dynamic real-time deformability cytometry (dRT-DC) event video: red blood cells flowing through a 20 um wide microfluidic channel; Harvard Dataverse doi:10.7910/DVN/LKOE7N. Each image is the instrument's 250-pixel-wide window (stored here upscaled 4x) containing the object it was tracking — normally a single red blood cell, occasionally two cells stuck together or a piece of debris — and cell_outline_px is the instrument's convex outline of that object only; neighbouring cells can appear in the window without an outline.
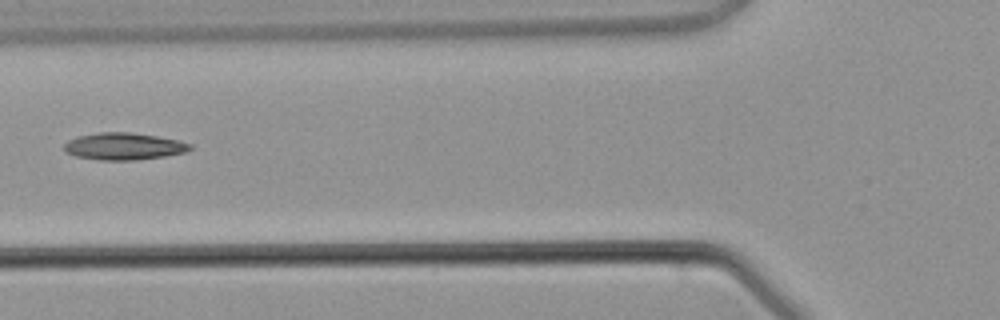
{"species": "common noctule bat (a hibernating species)", "species_latin": "Nyctalus noctula", "temperature_condition": "warm", "stored_images_in_passage": 3, "camera_frame_rate_fps": 3000, "um_per_image_px": 0.085, "animal": {"sex": "male", "body_mass_g": 21.5, "forearm_length_mm": 52.0}, "frame": {"image": 1, "passage_image": 3, "time_ms": 2.667, "image_size_px": [1000, 320], "cell_outline_px": [[192, 148], [188, 152], [164, 156], [136, 160], [96, 160], [76, 156], [64, 152], [64, 144], [68, 140], [76, 136], [100, 132], [132, 132], [180, 140], [192, 144]], "centroid_in_image_um": [10.52, 12.43], "position_along_channel_um": 115.3, "area_um2": 20.11}}